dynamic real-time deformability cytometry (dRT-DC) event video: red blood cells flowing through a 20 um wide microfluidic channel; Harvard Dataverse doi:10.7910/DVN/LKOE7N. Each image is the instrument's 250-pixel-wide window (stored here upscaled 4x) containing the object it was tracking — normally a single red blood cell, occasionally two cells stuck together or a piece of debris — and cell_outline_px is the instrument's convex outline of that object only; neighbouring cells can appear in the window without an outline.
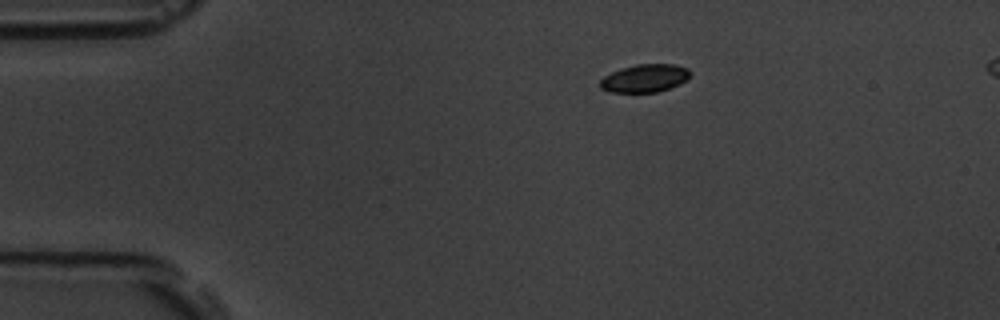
{"species": "common noctule bat (a hibernating species)", "species_latin": "Nyctalus noctula", "temperature_condition": "room temperature", "stored_images_in_passage": 3, "camera_frame_rate_fps": 3000, "um_per_image_px": 0.085, "animal": {"sex": "male", "body_mass_g": 19.5, "forearm_length_mm": 54.6}, "frame": {"image": 1, "passage_image": 1, "time_ms": 0.0, "image_size_px": [1000, 320], "cell_outline_px": [[692, 72], [688, 80], [680, 84], [656, 92], [612, 92], [600, 88], [600, 80], [604, 76], [612, 72], [636, 64], [672, 64], [688, 68]], "centroid_in_image_um": [54.84, 6.65], "position_along_channel_um": 30.2, "area_um2": 14.62}}